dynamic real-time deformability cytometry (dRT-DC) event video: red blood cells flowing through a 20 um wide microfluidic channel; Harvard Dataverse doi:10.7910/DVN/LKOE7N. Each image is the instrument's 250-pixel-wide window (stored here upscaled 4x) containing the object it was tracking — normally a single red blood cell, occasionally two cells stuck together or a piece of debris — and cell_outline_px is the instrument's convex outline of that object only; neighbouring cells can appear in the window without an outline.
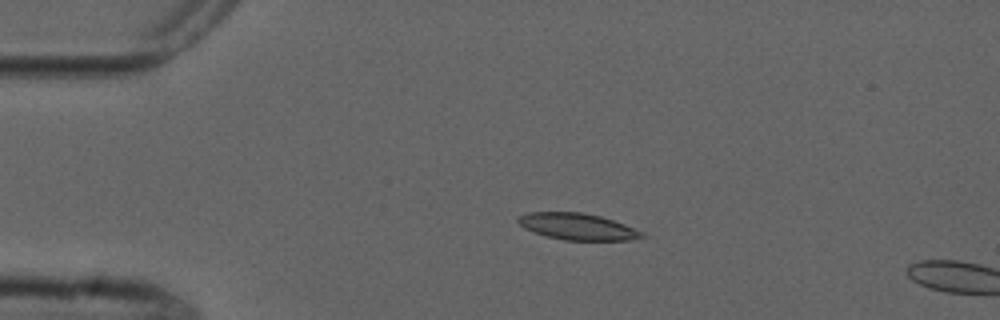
{"species": "common noctule bat (a hibernating species)", "species_latin": "Nyctalus noctula", "temperature_condition": "cold", "stored_images_in_passage": 3, "camera_frame_rate_fps": 3000, "um_per_image_px": 0.085, "animal": {"sex": "male", "forearm_length_mm": 52.5}, "frame": {"image": 1, "passage_image": 2, "time_ms": 1.667, "image_size_px": [1000, 320], "cell_outline_px": [[648, 236], [632, 240], [564, 240], [548, 236], [524, 228], [516, 220], [516, 216], [528, 212], [584, 212], [600, 216], [624, 224], [644, 232]], "centroid_in_image_um": [49.1, 19.25], "position_along_channel_um": 35.9, "area_um2": 19.19}}